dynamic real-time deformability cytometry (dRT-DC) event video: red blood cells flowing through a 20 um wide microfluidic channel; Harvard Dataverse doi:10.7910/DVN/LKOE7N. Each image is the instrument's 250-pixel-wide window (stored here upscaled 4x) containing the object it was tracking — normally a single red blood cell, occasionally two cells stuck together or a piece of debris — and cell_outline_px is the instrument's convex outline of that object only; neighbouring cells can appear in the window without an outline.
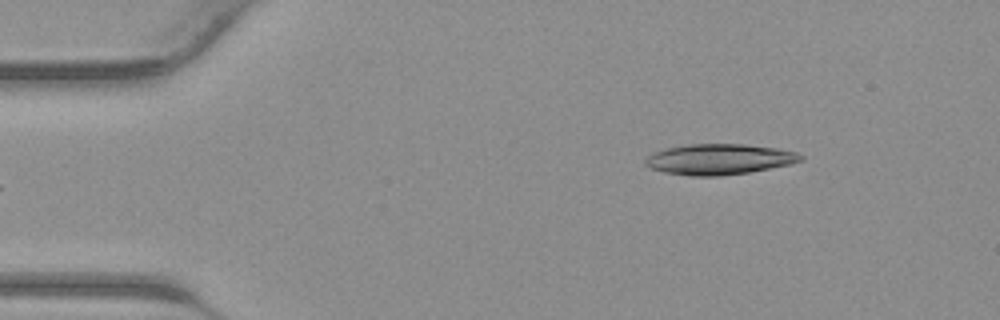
{"species": "common noctule bat (a hibernating species)", "species_latin": "Nyctalus noctula", "temperature_condition": "warm", "stored_images_in_passage": 11, "camera_frame_rate_fps": 3000, "um_per_image_px": 0.085, "animal": {"sex": "male", "body_mass_g": 23.1, "forearm_length_mm": 52.7}, "frame": {"image": 1, "passage_image": 2, "time_ms": 0.333, "image_size_px": [1000, 320], "cell_outline_px": [[804, 160], [788, 164], [748, 172], [720, 176], [692, 176], [664, 172], [652, 168], [644, 164], [644, 160], [648, 156], [656, 152], [668, 148], [688, 144], [744, 144], [776, 148], [796, 152], [804, 156]], "centroid_in_image_um": [61.13, 13.53], "position_along_channel_um": 23.9, "area_um2": 27.46}}